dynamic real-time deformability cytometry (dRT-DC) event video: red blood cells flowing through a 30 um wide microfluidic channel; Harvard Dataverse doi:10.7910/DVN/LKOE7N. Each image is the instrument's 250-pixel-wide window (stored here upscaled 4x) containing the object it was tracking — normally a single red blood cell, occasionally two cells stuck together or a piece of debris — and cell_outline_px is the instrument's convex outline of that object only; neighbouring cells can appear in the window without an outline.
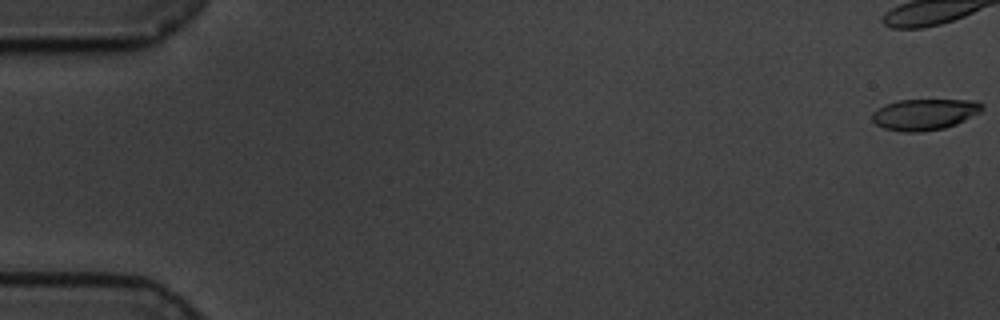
{"species": "common noctule bat (a hibernating species)", "species_latin": "Nyctalus noctula", "temperature_condition": "cold", "stored_images_in_passage": 48, "camera_frame_rate_fps": 3000, "um_per_image_px": 0.085, "animal": {"sex": "male", "body_mass_g": 19.5, "forearm_length_mm": 54.6}, "frame": {"image": 1, "passage_image": 1, "time_ms": 0.0, "image_size_px": [1000, 320], "cell_outline_px": [[984, 108], [980, 112], [956, 124], [944, 128], [920, 132], [904, 132], [884, 128], [876, 124], [872, 120], [872, 112], [884, 104], [896, 100], [976, 100], [984, 104]], "centroid_in_image_um": [78.58, 9.71], "position_along_channel_um": 6.4, "area_um2": 20.06}, "authors_computed_cell_mechanics": {"area_um2": 22.1085, "velocity_mm_per_s": 3.3999, "shape_relaxation_time_tau1_ms": 4.2035, "shape_relaxation_time_tau2_ms": 5.0773, "deformation_change_tau1": 0.1293, "deformation_change_tau2": 0.1111}}